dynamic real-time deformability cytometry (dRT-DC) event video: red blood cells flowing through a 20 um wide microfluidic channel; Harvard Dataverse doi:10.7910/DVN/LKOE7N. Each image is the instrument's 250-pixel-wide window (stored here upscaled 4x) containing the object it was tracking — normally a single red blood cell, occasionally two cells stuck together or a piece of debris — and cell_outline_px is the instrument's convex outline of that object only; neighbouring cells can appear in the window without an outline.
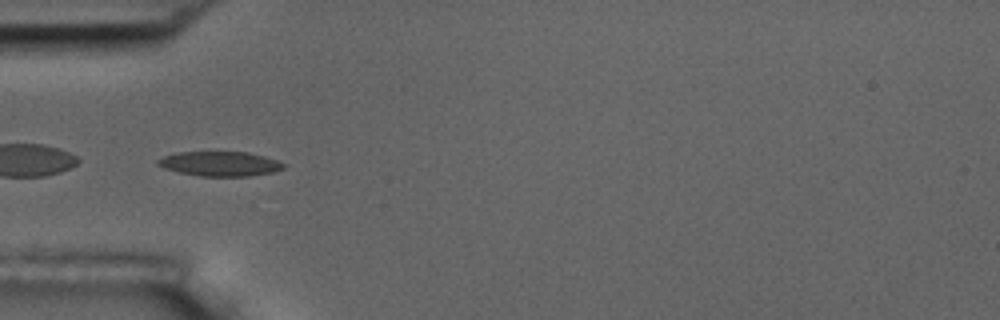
{"species": "common noctule bat (a hibernating species)", "species_latin": "Nyctalus noctula", "temperature_condition": "room temperature", "stored_images_in_passage": 10, "segment_of_instrument_passage": [2, 2], "camera_frame_rate_fps": 3000, "um_per_image_px": 0.085, "animal": {"sex": "male", "body_mass_g": 17.5, "forearm_length_mm": 52.3}, "frame": {"image": 1, "passage_image": 6, "time_ms": 5.333, "image_size_px": [1000, 320], "cell_outline_px": [[288, 164], [284, 168], [272, 172], [248, 176], [200, 176], [180, 172], [164, 168], [156, 164], [156, 160], [164, 156], [180, 152], [248, 152], [264, 156]], "centroid_in_image_um": [18.71, 13.92], "position_along_channel_um": 66.3, "area_um2": 17.98}}
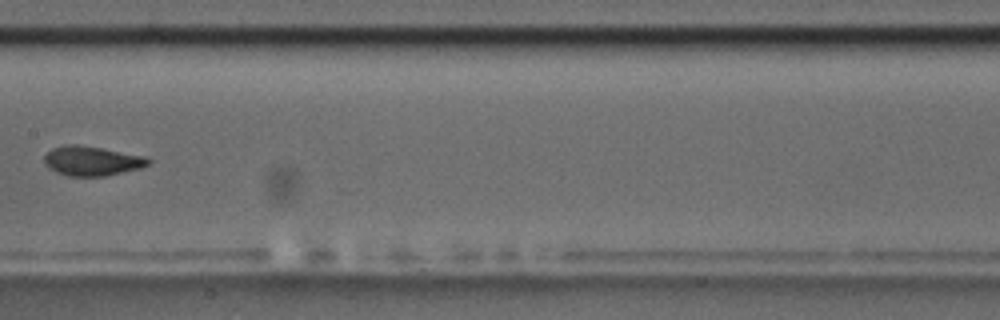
{"frame": {"image": 2, "passage_image": 9, "time_ms": 9.0, "image_size_px": [1000, 320], "cell_outline_px": [[152, 160], [148, 164], [140, 168], [104, 176], [68, 176], [56, 172], [48, 168], [44, 164], [44, 156], [52, 148], [64, 144], [76, 144], [148, 156]], "centroid_in_image_um": [7.8, 13.67], "position_along_channel_um": 199.6, "area_um2": 17.98}}
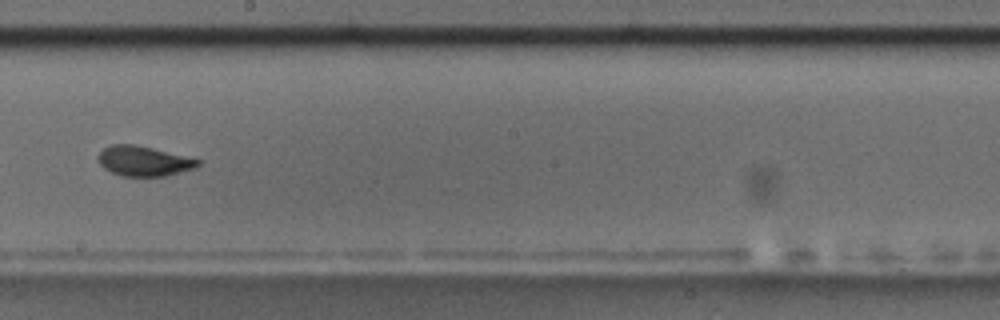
{"frame": {"image": 3, "passage_image": 10, "time_ms": 10.0, "image_size_px": [1000, 320], "cell_outline_px": [[200, 164], [196, 168], [168, 176], [124, 176], [112, 172], [104, 168], [96, 160], [96, 156], [104, 148], [112, 144], [132, 144], [152, 148], [200, 160]], "centroid_in_image_um": [12.2, 13.7], "position_along_channel_um": 236.0, "area_um2": 17.4}}